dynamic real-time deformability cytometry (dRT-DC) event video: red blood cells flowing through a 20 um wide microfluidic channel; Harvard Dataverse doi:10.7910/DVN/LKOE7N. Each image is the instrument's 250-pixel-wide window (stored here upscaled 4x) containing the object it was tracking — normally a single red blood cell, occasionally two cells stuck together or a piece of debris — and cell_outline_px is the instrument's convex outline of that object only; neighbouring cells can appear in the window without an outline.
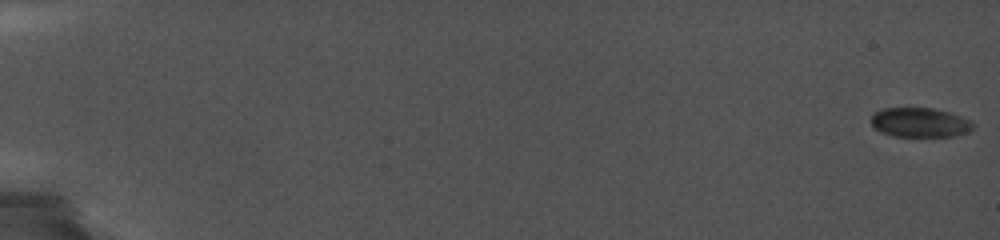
{"species": "common noctule bat (a hibernating species)", "species_latin": "Nyctalus noctula", "temperature_condition": "cold", "stored_images_in_passage": 55, "camera_frame_rate_fps": 5000, "um_per_image_px": 0.085, "animal": {"sex": "female", "body_mass_g": 19.0, "forearm_length_mm": 56.7}, "frame": {"image": 1, "passage_image": 1, "time_ms": 0.0, "image_size_px": [1000, 240], "cell_outline_px": [[976, 124], [972, 128], [964, 132], [952, 136], [892, 136], [880, 132], [872, 124], [872, 112], [884, 108], [932, 108], [948, 112], [972, 120]], "centroid_in_image_um": [78.17, 10.4], "position_along_channel_um": 6.8, "area_um2": 17.4}}
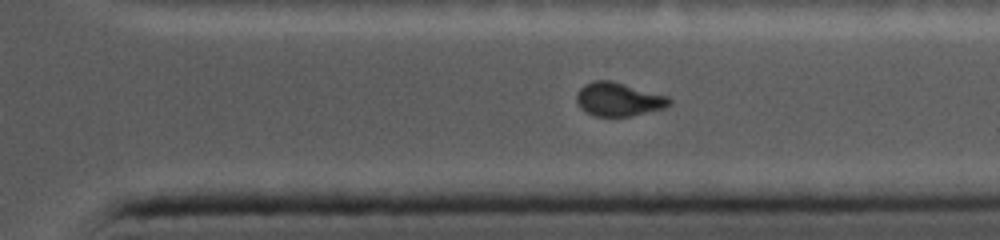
{"frame": {"image": 2, "passage_image": 46, "time_ms": 14.8, "image_size_px": [1000, 240], "cell_outline_px": [[672, 104], [664, 108], [632, 116], [596, 116], [580, 108], [576, 100], [576, 92], [584, 84], [596, 80], [612, 80], [668, 96], [672, 100]], "centroid_in_image_um": [52.58, 8.43], "position_along_channel_um": 358.8, "area_um2": 18.26}}
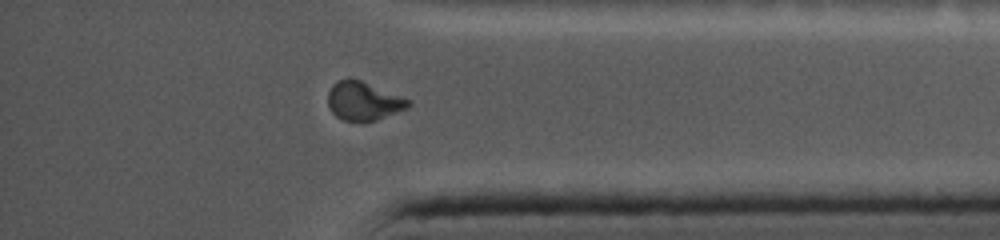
{"frame": {"image": 3, "passage_image": 50, "time_ms": 16.0, "image_size_px": [1000, 240], "cell_outline_px": [[412, 104], [408, 108], [376, 120], [344, 120], [336, 116], [332, 112], [328, 104], [328, 92], [332, 84], [348, 76], [360, 80], [412, 100]], "centroid_in_image_um": [30.91, 8.56], "position_along_channel_um": 404.3, "area_um2": 18.03}}